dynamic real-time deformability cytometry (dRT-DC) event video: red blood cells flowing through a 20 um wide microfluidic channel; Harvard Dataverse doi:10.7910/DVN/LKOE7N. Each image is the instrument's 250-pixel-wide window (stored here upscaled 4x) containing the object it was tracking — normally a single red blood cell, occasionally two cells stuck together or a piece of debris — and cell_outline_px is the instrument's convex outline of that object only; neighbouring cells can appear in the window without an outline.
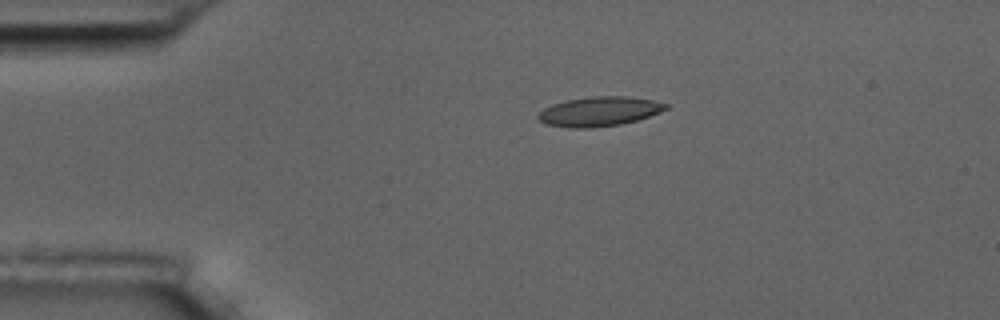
{"species": "common noctule bat (a hibernating species)", "species_latin": "Nyctalus noctula", "temperature_condition": "room temperature", "stored_images_in_passage": 4, "camera_frame_rate_fps": 3000, "um_per_image_px": 0.085, "animal": {"sex": "male", "body_mass_g": 17.5, "forearm_length_mm": 52.3}, "frame": {"image": 1, "passage_image": 1, "time_ms": 0.0, "image_size_px": [1000, 320], "cell_outline_px": [[668, 108], [660, 112], [636, 120], [620, 124], [592, 128], [568, 128], [544, 124], [536, 116], [544, 108], [552, 104], [564, 100], [592, 96], [628, 96], [652, 100], [668, 104]], "centroid_in_image_um": [50.9, 9.47], "position_along_channel_um": 34.1, "area_um2": 22.02}}
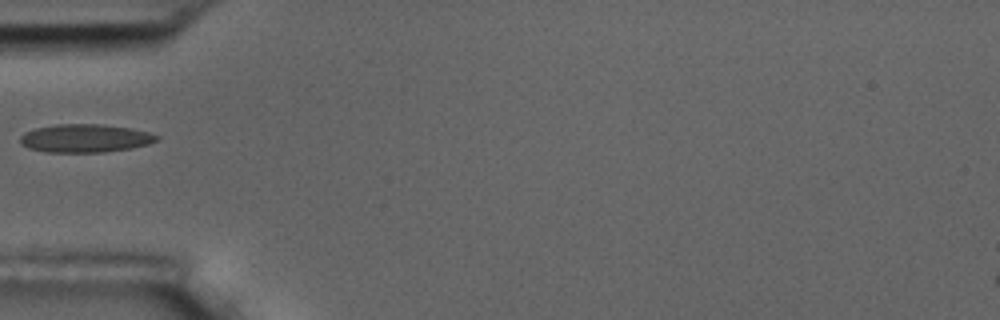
{"frame": {"image": 2, "passage_image": 3, "time_ms": 2.333, "image_size_px": [1000, 320], "cell_outline_px": [[160, 140], [148, 144], [132, 148], [104, 152], [44, 152], [28, 148], [20, 144], [20, 136], [24, 132], [36, 128], [56, 124], [100, 124], [132, 128], [148, 132], [160, 136]], "centroid_in_image_um": [7.24, 11.75], "position_along_channel_um": 77.8, "area_um2": 22.66}}